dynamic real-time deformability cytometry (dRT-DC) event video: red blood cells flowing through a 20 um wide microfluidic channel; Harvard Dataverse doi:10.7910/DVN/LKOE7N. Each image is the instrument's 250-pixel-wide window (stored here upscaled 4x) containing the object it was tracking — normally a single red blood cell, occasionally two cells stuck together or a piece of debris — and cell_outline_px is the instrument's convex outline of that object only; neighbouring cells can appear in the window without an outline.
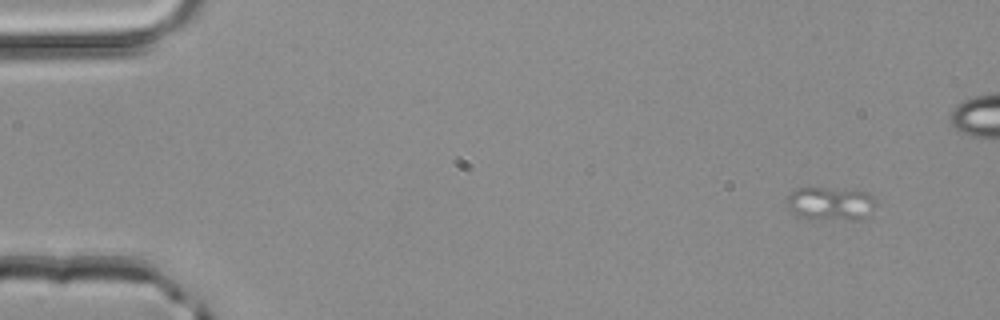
{"species": "common noctule bat (a hibernating species)", "species_latin": "Nyctalus noctula", "temperature_condition": "room temperature", "stored_images_in_passage": 4, "segment_of_instrument_passage": [1, 2], "camera_frame_rate_fps": 3000, "um_per_image_px": 0.085, "animal": {"sex": "male", "body_mass_g": 20.4}, "frame": {"image": 1, "passage_image": 1, "time_ms": 0.0, "image_size_px": [1000, 320], "cell_outline_px": [[880, 204], [864, 220], [852, 220], [796, 216], [788, 208], [784, 196], [796, 188], [824, 188], [868, 192]], "centroid_in_image_um": [70.63, 17.3], "position_along_channel_um": 14.4, "area_um2": 17.63}}